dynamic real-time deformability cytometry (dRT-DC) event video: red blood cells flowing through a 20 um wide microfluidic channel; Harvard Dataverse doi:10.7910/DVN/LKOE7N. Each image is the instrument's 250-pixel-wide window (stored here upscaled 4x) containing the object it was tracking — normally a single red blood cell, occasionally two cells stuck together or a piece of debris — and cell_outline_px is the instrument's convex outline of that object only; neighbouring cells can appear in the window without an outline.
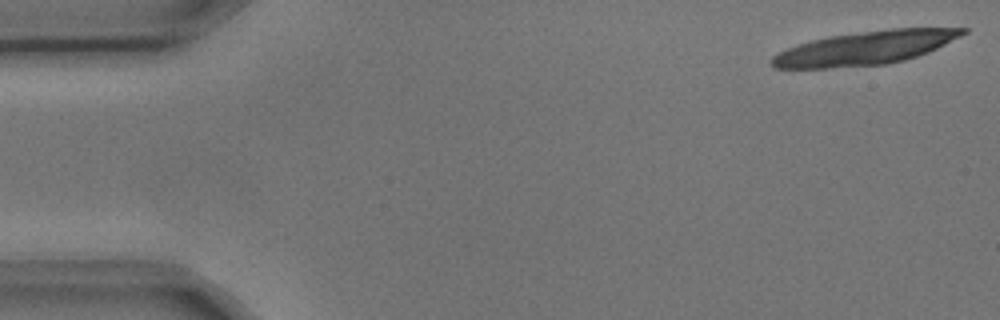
{"species": "common noctule bat (a hibernating species)", "species_latin": "Nyctalus noctula", "temperature_condition": "cold", "stored_images_in_passage": 2, "camera_frame_rate_fps": 3000, "um_per_image_px": 0.085, "animal": {"sex": "male", "body_mass_g": 17.9, "forearm_length_mm": 54.2}, "frame": {"image": 1, "passage_image": 2, "time_ms": 0.333, "image_size_px": [1000, 320], "cell_outline_px": [[968, 32], [928, 52], [904, 60], [888, 64], [828, 68], [776, 68], [772, 64], [772, 56], [788, 48], [812, 40], [828, 36], [892, 28], [968, 28]], "centroid_in_image_um": [73.56, 4.08], "position_along_channel_um": 11.4, "area_um2": 36.88}}